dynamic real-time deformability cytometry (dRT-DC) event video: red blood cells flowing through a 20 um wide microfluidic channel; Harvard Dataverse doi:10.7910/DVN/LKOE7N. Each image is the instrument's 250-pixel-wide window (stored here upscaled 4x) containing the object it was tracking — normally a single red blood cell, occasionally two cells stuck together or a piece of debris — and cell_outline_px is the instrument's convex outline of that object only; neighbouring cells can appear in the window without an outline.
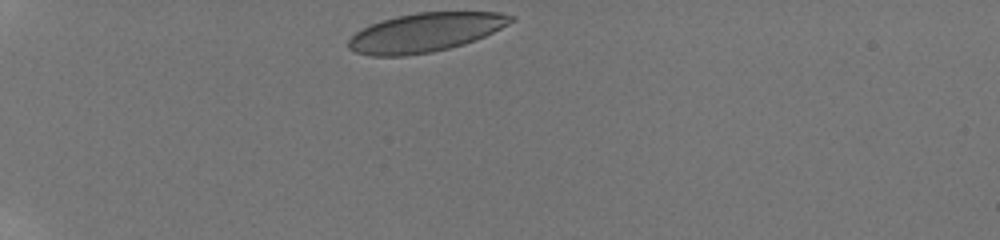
{"species": "human", "species_latin": "Homo sapiens", "temperature_condition": "room temperature", "stored_images_in_passage": 34, "camera_frame_rate_fps": 3000, "um_per_image_px": 0.085, "donor": {"sex": "male"}, "frame": {"image": 1, "passage_image": 1, "time_ms": 0.0, "image_size_px": [1000, 240], "cell_outline_px": [[516, 20], [476, 40], [464, 44], [432, 52], [404, 56], [368, 56], [356, 52], [348, 48], [348, 40], [356, 32], [372, 24], [396, 16], [416, 12], [500, 12], [516, 16]], "centroid_in_image_um": [36.17, 2.76], "position_along_channel_um": 48.8, "area_um2": 36.76}}
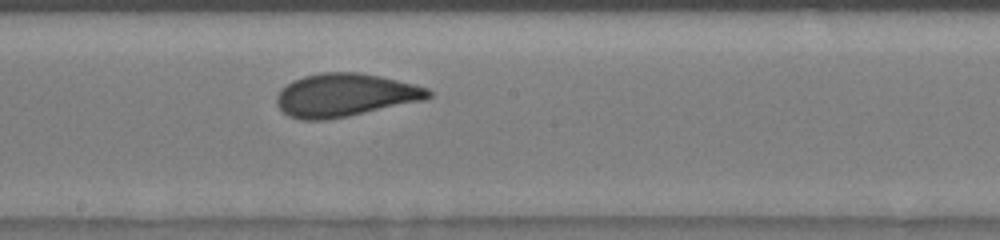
{"frame": {"image": 2, "passage_image": 18, "time_ms": 5.667, "image_size_px": [1000, 240], "cell_outline_px": [[432, 96], [424, 100], [348, 116], [324, 120], [300, 120], [288, 116], [276, 104], [276, 96], [280, 88], [292, 80], [304, 76], [324, 72], [360, 72], [380, 76], [428, 88], [432, 92]], "centroid_in_image_um": [29.29, 8.08], "position_along_channel_um": 218.9, "area_um2": 38.15}}
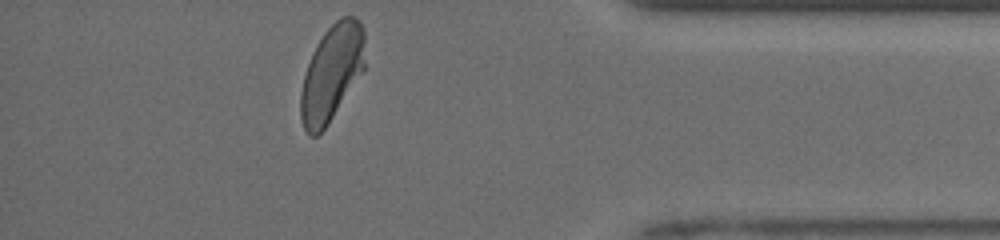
{"frame": {"image": 3, "passage_image": 34, "time_ms": 11.0, "image_size_px": [1000, 240], "cell_outline_px": [[364, 68], [328, 124], [316, 136], [308, 136], [304, 128], [300, 116], [300, 92], [304, 76], [312, 52], [316, 44], [324, 32], [340, 16], [356, 16], [360, 20], [364, 28]], "centroid_in_image_um": [28.18, 6.17], "position_along_channel_um": 407.0, "area_um2": 35.89}, "authors_computed_cell_mechanics": {"area_um2": 37.9457, "velocity_mm_per_s": 3.9261, "shape_relaxation_time_tau1_ms": 4.1857, "shape_relaxation_time_tau2_ms": null, "deformation_change_tau1": 0.131, "deformation_change_tau2": null}}